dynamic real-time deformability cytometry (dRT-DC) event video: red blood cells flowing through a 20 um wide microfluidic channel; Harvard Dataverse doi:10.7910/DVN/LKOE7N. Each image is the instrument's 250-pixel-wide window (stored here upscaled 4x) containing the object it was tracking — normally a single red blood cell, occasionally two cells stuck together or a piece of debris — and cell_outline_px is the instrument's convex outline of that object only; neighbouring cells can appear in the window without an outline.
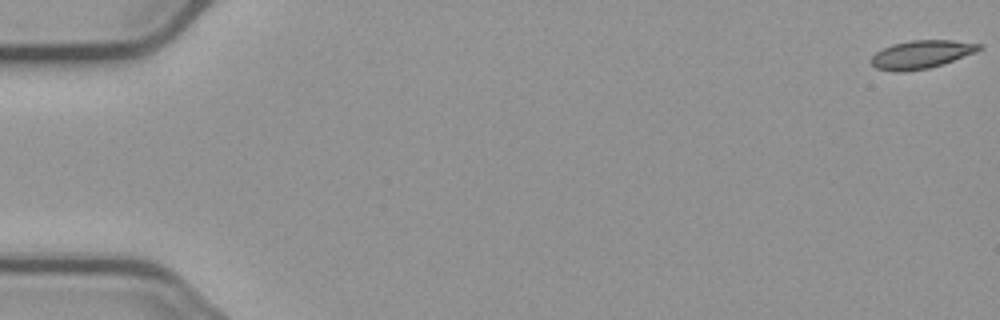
{"species": "common noctule bat (a hibernating species)", "species_latin": "Nyctalus noctula", "temperature_condition": "cold", "stored_images_in_passage": 5, "camera_frame_rate_fps": 3000, "um_per_image_px": 0.085, "animal": {"sex": "male", "body_mass_g": 23.1, "forearm_length_mm": 52.7}, "frame": {"image": 1, "passage_image": 1, "time_ms": 0.0, "image_size_px": [1000, 320], "cell_outline_px": [[984, 48], [976, 52], [944, 64], [928, 68], [900, 72], [896, 72], [876, 68], [872, 64], [872, 56], [876, 52], [892, 44], [912, 40], [952, 40], [984, 44]], "centroid_in_image_um": [78.37, 4.62], "position_along_channel_um": 6.6, "area_um2": 17.74}}
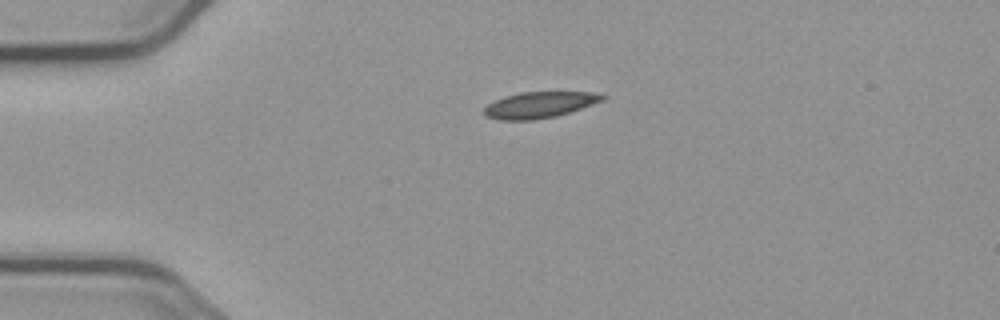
{"frame": {"image": 2, "passage_image": 4, "time_ms": 4.333, "image_size_px": [1000, 320], "cell_outline_px": [[608, 96], [604, 100], [556, 116], [532, 120], [500, 120], [484, 116], [484, 108], [488, 104], [504, 96], [520, 92], [592, 92]], "centroid_in_image_um": [45.83, 8.91], "position_along_channel_um": 39.2, "area_um2": 17.92}}